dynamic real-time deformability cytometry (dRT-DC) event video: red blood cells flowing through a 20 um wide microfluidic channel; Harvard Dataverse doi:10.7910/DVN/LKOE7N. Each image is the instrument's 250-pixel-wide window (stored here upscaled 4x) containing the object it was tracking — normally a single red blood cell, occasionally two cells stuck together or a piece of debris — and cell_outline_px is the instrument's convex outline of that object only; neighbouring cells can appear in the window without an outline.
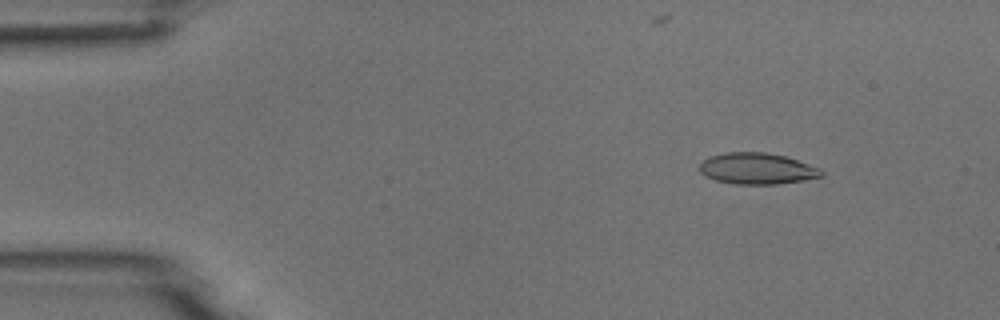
{"species": "common noctule bat (a hibernating species)", "species_latin": "Nyctalus noctula", "temperature_condition": "room temperature", "stored_images_in_passage": 53, "camera_frame_rate_fps": 3000, "um_per_image_px": 0.085, "animal": {"sex": "male", "body_mass_g": 18.8}, "frame": {"image": 1, "passage_image": 7, "time_ms": 2.0, "image_size_px": [1000, 320], "cell_outline_px": [[824, 176], [776, 184], [736, 184], [716, 180], [704, 176], [700, 172], [700, 164], [708, 156], [724, 152], [764, 152], [784, 156], [820, 168], [824, 172]], "centroid_in_image_um": [64.31, 14.32], "position_along_channel_um": 20.7, "area_um2": 22.08}}
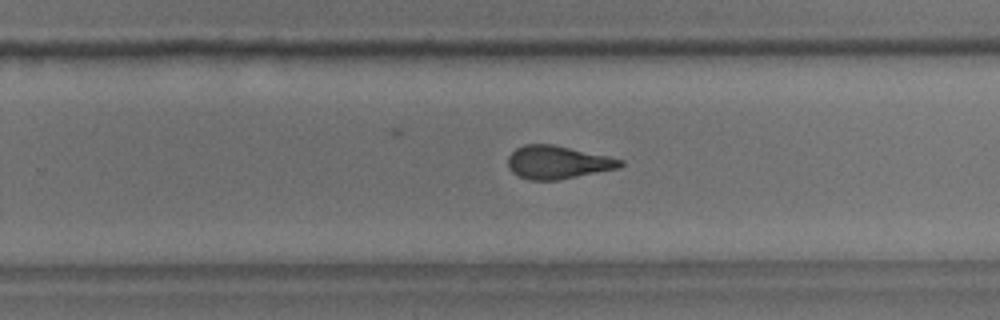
{"frame": {"image": 2, "passage_image": 34, "time_ms": 11.0, "image_size_px": [1000, 320], "cell_outline_px": [[624, 164], [620, 168], [556, 180], [528, 180], [512, 172], [508, 168], [508, 156], [516, 148], [524, 144], [552, 144], [608, 156], [624, 160]], "centroid_in_image_um": [47.39, 13.79], "position_along_channel_um": 282.4, "area_um2": 21.62}}
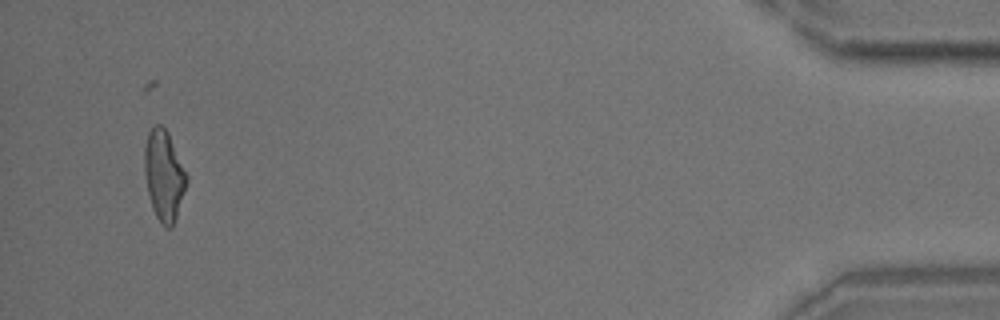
{"frame": {"image": 3, "passage_image": 51, "time_ms": 16.667, "image_size_px": [1000, 320], "cell_outline_px": [[188, 180], [172, 228], [164, 228], [160, 224], [152, 208], [148, 192], [144, 172], [144, 148], [148, 132], [156, 124], [160, 124], [168, 132], [188, 176]], "centroid_in_image_um": [13.93, 14.92], "position_along_channel_um": 421.3, "area_um2": 22.14}}